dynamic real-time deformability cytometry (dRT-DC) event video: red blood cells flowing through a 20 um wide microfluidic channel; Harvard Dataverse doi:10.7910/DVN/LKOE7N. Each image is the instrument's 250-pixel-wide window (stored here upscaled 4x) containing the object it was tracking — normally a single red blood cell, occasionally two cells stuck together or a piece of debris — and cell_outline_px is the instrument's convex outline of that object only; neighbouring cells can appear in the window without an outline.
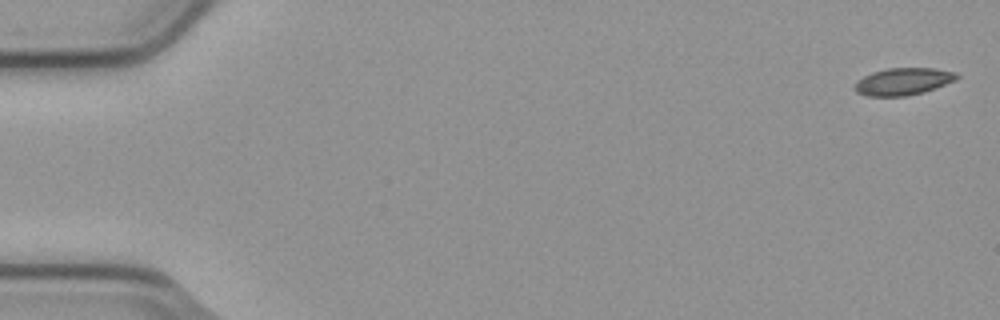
{"species": "common noctule bat (a hibernating species)", "species_latin": "Nyctalus noctula", "temperature_condition": "cold", "stored_images_in_passage": 5, "camera_frame_rate_fps": 3000, "um_per_image_px": 0.085, "animal": {"sex": "male", "body_mass_g": 23.1, "forearm_length_mm": 52.7}, "frame": {"image": 1, "passage_image": 1, "time_ms": 0.0, "image_size_px": [1000, 320], "cell_outline_px": [[960, 76], [956, 80], [936, 88], [924, 92], [904, 96], [868, 96], [856, 92], [852, 88], [856, 80], [872, 72], [888, 68], [932, 68], [956, 72]], "centroid_in_image_um": [76.75, 6.92], "position_along_channel_um": 8.3, "area_um2": 16.3}}